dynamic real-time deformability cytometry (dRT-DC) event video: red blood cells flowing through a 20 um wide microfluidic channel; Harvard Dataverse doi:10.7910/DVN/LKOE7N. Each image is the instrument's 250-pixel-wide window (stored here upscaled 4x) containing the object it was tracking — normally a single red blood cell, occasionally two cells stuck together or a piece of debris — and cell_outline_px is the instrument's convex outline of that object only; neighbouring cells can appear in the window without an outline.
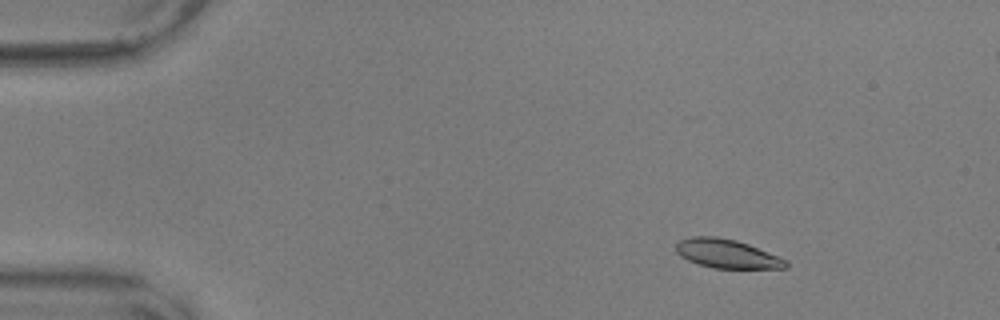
{"species": "common noctule bat (a hibernating species)", "species_latin": "Nyctalus noctula", "temperature_condition": "warm", "stored_images_in_passage": 58, "camera_frame_rate_fps": 3000, "um_per_image_px": 0.085, "animal": {"sex": "male", "body_mass_g": 17.9, "forearm_length_mm": 54.2}, "frame": {"image": 1, "passage_image": 8, "time_ms": 2.333, "image_size_px": [1000, 320], "cell_outline_px": [[788, 268], [712, 268], [688, 260], [680, 256], [676, 252], [676, 244], [680, 240], [692, 236], [716, 236], [736, 240], [748, 244], [788, 260]], "centroid_in_image_um": [61.79, 21.56], "position_along_channel_um": 23.2, "area_um2": 18.44}}
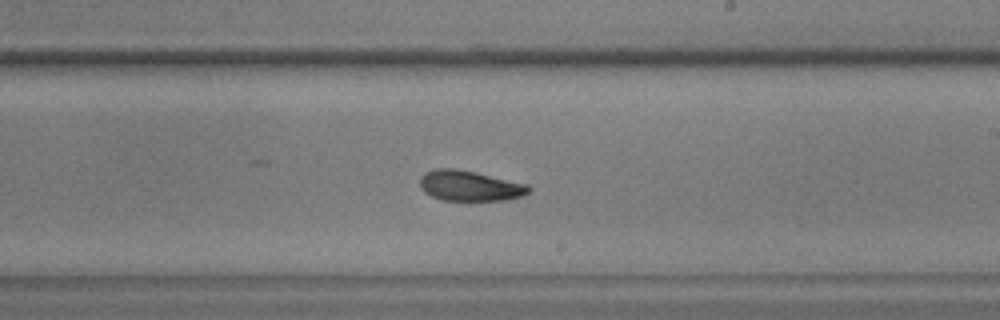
{"frame": {"image": 2, "passage_image": 34, "time_ms": 11.0, "image_size_px": [1000, 320], "cell_outline_px": [[532, 188], [528, 192], [520, 196], [508, 200], [444, 200], [432, 196], [424, 192], [420, 184], [420, 176], [424, 172], [436, 168], [452, 168], [476, 172], [528, 184]], "centroid_in_image_um": [39.92, 15.78], "position_along_channel_um": 249.1, "area_um2": 19.25}}
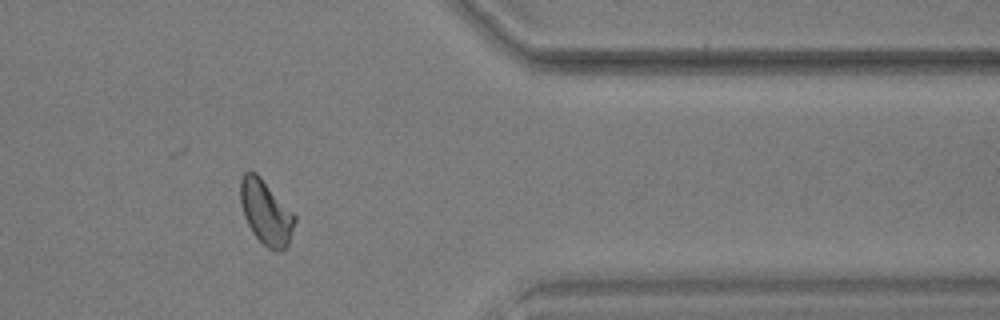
{"frame": {"image": 3, "passage_image": 47, "time_ms": 15.333, "image_size_px": [1000, 320], "cell_outline_px": [[296, 220], [288, 244], [284, 248], [268, 248], [252, 232], [244, 216], [240, 204], [240, 180], [244, 172], [248, 168], [256, 172], [260, 176], [296, 216]], "centroid_in_image_um": [22.57, 17.97], "position_along_channel_um": 388.8, "area_um2": 20.11}, "authors_computed_cell_mechanics": {"area_um2": 19.4497, "velocity_mm_per_s": 3.5797, "shape_relaxation_time_tau1_ms": 2.4874, "shape_relaxation_time_tau2_ms": 3.251, "deformation_change_tau1": 0.1294, "deformation_change_tau2": 0.0938}}